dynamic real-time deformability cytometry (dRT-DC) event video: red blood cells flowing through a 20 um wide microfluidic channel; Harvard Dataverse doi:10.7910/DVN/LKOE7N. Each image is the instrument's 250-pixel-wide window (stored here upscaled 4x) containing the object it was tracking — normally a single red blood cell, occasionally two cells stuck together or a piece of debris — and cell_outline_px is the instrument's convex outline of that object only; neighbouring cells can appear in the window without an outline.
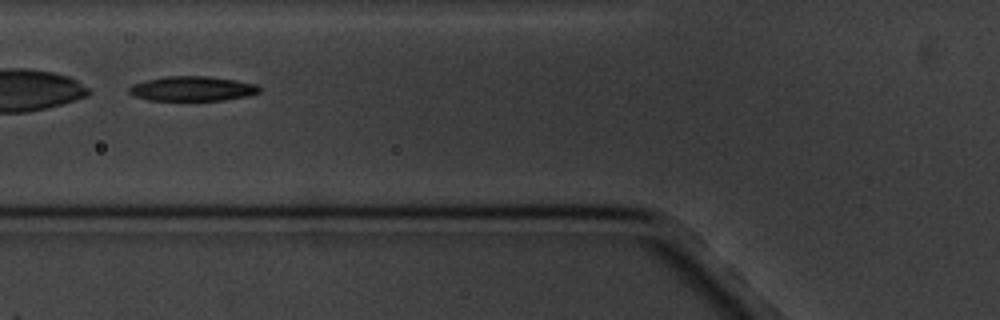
{"species": "common noctule bat (a hibernating species)", "species_latin": "Nyctalus noctula", "temperature_condition": "cold", "stored_images_in_passage": 10, "camera_frame_rate_fps": 3000, "um_per_image_px": 0.085, "animal": {"sex": "male", "body_mass_g": 20.1, "forearm_length_mm": 53.5}, "frame": {"image": 1, "passage_image": 4, "time_ms": 3.333, "image_size_px": [1000, 320], "cell_outline_px": [[260, 92], [244, 96], [224, 100], [148, 100], [132, 96], [128, 92], [128, 88], [132, 84], [148, 80], [168, 76], [208, 76], [236, 80], [256, 84], [260, 88]], "centroid_in_image_um": [16.31, 7.53], "position_along_channel_um": 109.5, "area_um2": 18.67}}
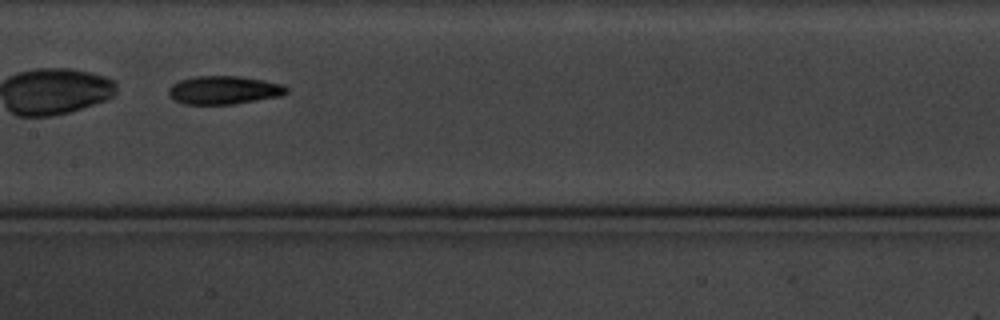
{"frame": {"image": 2, "passage_image": 6, "time_ms": 5.667, "image_size_px": [1000, 320], "cell_outline_px": [[288, 92], [280, 96], [232, 104], [184, 104], [172, 100], [168, 96], [168, 88], [172, 84], [180, 80], [196, 76], [240, 76], [264, 80], [284, 84], [288, 88]], "centroid_in_image_um": [19.01, 7.65], "position_along_channel_um": 188.4, "area_um2": 19.59}}
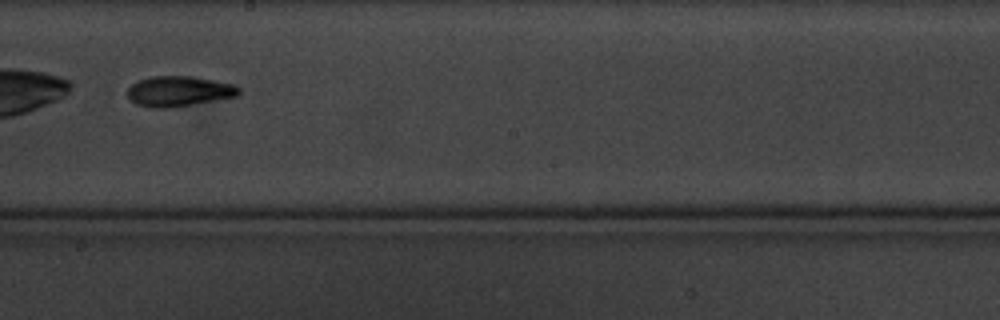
{"frame": {"image": 3, "passage_image": 7, "time_ms": 7.0, "image_size_px": [1000, 320], "cell_outline_px": [[240, 92], [236, 96], [172, 108], [152, 108], [136, 104], [128, 100], [128, 88], [132, 84], [140, 80], [152, 76], [192, 76], [236, 84], [240, 88]], "centroid_in_image_um": [15.2, 7.76], "position_along_channel_um": 233.0, "area_um2": 19.77}}